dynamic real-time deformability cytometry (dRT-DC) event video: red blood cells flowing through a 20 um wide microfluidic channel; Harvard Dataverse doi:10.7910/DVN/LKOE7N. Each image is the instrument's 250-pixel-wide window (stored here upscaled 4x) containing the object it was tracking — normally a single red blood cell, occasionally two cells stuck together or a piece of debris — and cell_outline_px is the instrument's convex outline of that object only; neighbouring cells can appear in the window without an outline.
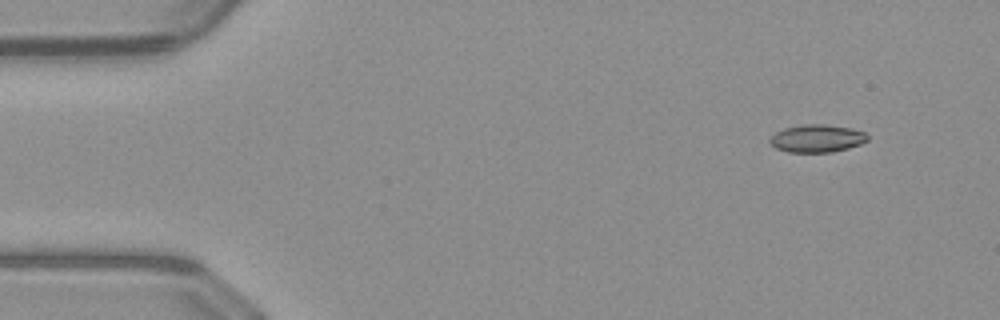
{"species": "common noctule bat (a hibernating species)", "species_latin": "Nyctalus noctula", "temperature_condition": "warm", "stored_images_in_passage": 47, "camera_frame_rate_fps": 3000, "um_per_image_px": 0.085, "animal": {"sex": "male", "body_mass_g": 23.1, "forearm_length_mm": 52.7}, "frame": {"image": 1, "passage_image": 1, "time_ms": 0.0, "image_size_px": [1000, 320], "cell_outline_px": [[868, 140], [860, 144], [848, 148], [832, 152], [788, 152], [776, 148], [768, 140], [776, 132], [784, 128], [804, 124], [824, 124], [852, 128], [864, 132], [868, 136]], "centroid_in_image_um": [69.45, 11.76], "position_along_channel_um": 15.6, "area_um2": 15.72}}
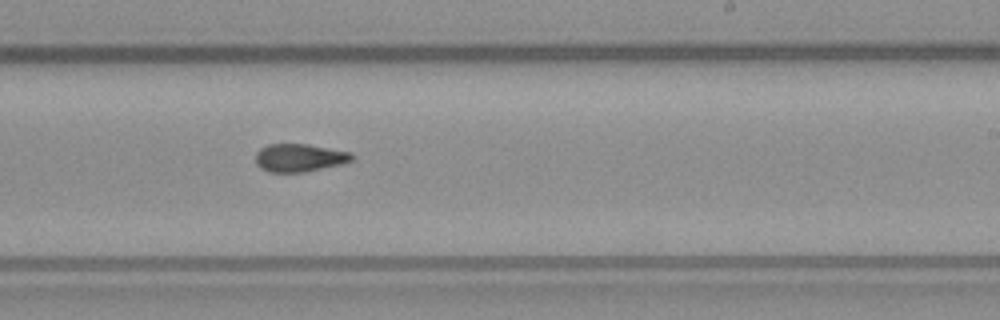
{"frame": {"image": 2, "passage_image": 27, "time_ms": 8.667, "image_size_px": [1000, 320], "cell_outline_px": [[356, 156], [352, 160], [340, 164], [304, 172], [268, 172], [260, 168], [256, 164], [256, 152], [260, 148], [268, 144], [308, 144], [352, 152]], "centroid_in_image_um": [25.45, 13.4], "position_along_channel_um": 263.6, "area_um2": 15.78}}
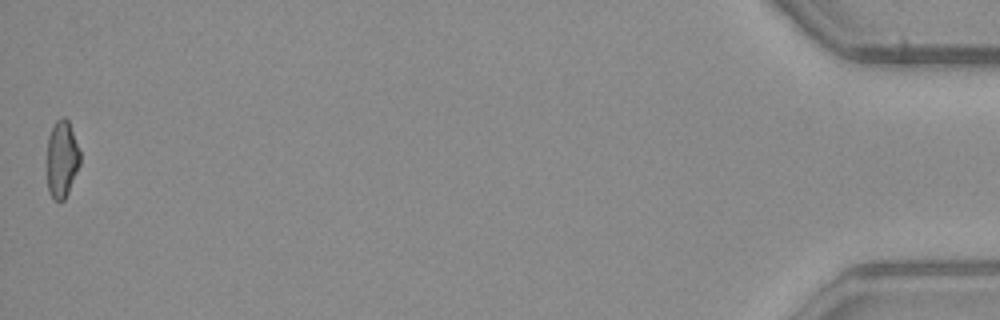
{"frame": {"image": 3, "passage_image": 47, "time_ms": 15.333, "image_size_px": [1000, 320], "cell_outline_px": [[80, 164], [68, 192], [64, 200], [52, 200], [48, 192], [48, 136], [56, 120], [60, 116], [64, 116], [68, 120], [80, 152]], "centroid_in_image_um": [5.26, 13.52], "position_along_channel_um": 429.9, "area_um2": 14.74}, "authors_computed_cell_mechanics": {"area_um2": 16.0106, "velocity_mm_per_s": 4.0761, "shape_relaxation_time_tau1_ms": null, "shape_relaxation_time_tau2_ms": 2.7208, "deformation_change_tau1": null, "deformation_change_tau2": 0.0917}}